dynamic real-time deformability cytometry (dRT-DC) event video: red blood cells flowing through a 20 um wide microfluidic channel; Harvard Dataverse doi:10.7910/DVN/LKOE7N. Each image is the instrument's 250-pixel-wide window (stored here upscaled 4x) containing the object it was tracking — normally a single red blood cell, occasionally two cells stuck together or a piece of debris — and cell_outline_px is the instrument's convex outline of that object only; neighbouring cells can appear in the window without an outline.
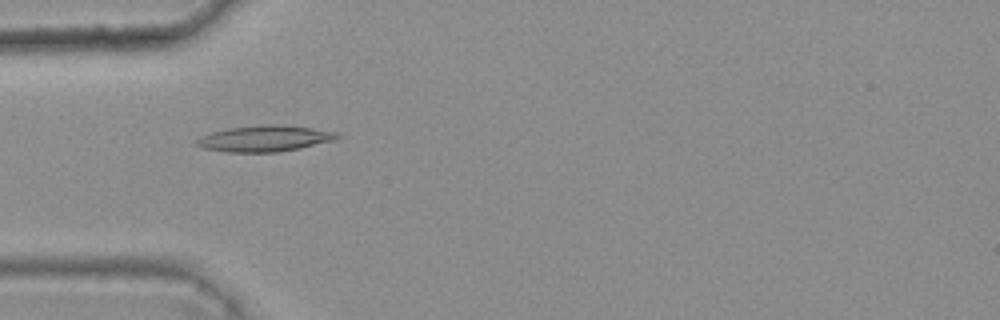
{"species": "common noctule bat (a hibernating species)", "species_latin": "Nyctalus noctula", "temperature_condition": "warm", "stored_images_in_passage": 7, "camera_frame_rate_fps": 3000, "um_per_image_px": 0.085, "animal": {"sex": "female", "body_mass_g": 25.1}, "frame": {"image": 1, "passage_image": 5, "time_ms": 1.333, "image_size_px": [1000, 320], "cell_outline_px": [[340, 136], [336, 140], [300, 148], [276, 152], [224, 152], [204, 148], [196, 144], [196, 140], [200, 136], [212, 132], [228, 128], [260, 124], [284, 124], [312, 128], [336, 132]], "centroid_in_image_um": [22.5, 11.76], "position_along_channel_um": 62.5, "area_um2": 21.5}}
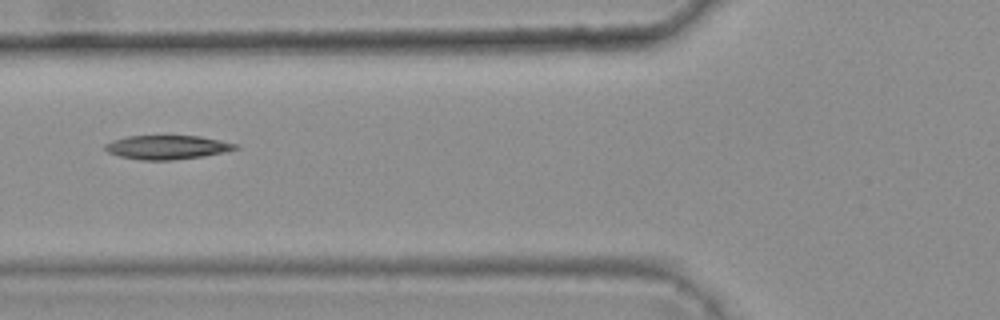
{"frame": {"image": 2, "passage_image": 6, "time_ms": 1.667, "image_size_px": [1000, 320], "cell_outline_px": [[240, 148], [224, 152], [204, 156], [172, 160], [144, 160], [120, 156], [108, 152], [104, 148], [104, 144], [112, 140], [128, 136], [200, 136], [220, 140], [236, 144]], "centroid_in_image_um": [14.21, 12.51], "position_along_channel_um": 111.6, "area_um2": 18.09}}
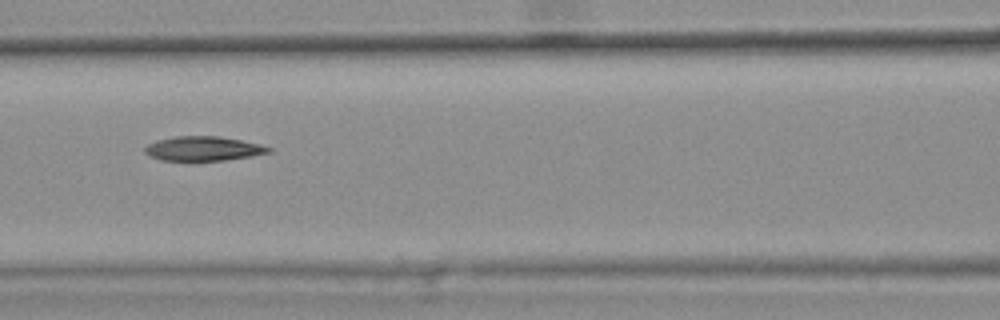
{"frame": {"image": 3, "passage_image": 7, "time_ms": 2.0, "image_size_px": [1000, 320], "cell_outline_px": [[272, 152], [252, 156], [224, 160], [160, 160], [148, 156], [144, 152], [144, 148], [148, 144], [156, 140], [176, 136], [220, 136], [260, 144], [272, 148]], "centroid_in_image_um": [17.27, 12.63], "position_along_channel_um": 149.3, "area_um2": 17.63}}